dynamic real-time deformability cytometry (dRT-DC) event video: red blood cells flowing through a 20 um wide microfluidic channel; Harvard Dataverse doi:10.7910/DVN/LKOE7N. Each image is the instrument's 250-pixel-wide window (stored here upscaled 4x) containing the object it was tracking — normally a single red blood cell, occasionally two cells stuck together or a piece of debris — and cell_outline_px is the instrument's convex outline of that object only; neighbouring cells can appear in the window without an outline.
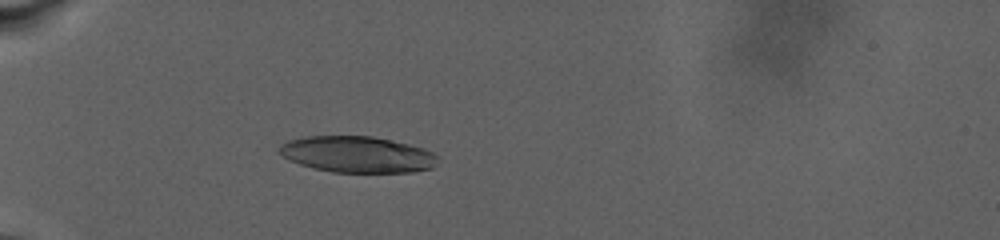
{"species": "human", "species_latin": "Homo sapiens", "temperature_condition": "warm", "stored_images_in_passage": 41, "camera_frame_rate_fps": 3000, "um_per_image_px": 0.085, "donor": {"sex": "male"}, "frame": {"image": 1, "passage_image": 7, "time_ms": 6.333, "image_size_px": [1000, 240], "cell_outline_px": [[440, 156], [432, 168], [412, 172], [332, 172], [312, 168], [300, 164], [276, 152], [280, 144], [288, 140], [304, 136], [372, 136], [408, 144], [424, 148]], "centroid_in_image_um": [30.36, 13.12], "position_along_channel_um": 54.6, "area_um2": 33.58}}
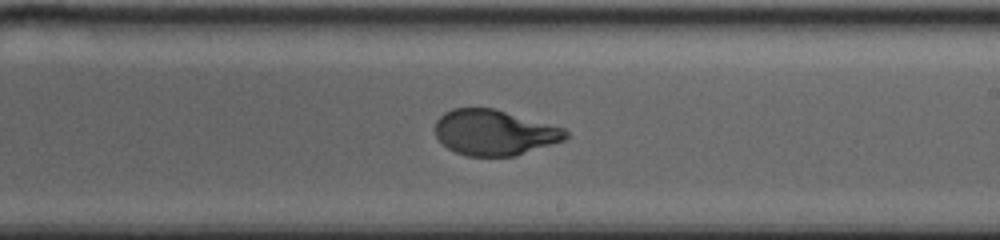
{"frame": {"image": 2, "passage_image": 22, "time_ms": 14.667, "image_size_px": [1000, 240], "cell_outline_px": [[568, 136], [564, 140], [516, 156], [468, 156], [456, 152], [448, 148], [436, 136], [436, 120], [444, 112], [452, 108], [496, 108], [564, 128], [568, 132]], "centroid_in_image_um": [42.03, 11.26], "position_along_channel_um": 247.0, "area_um2": 34.62}}
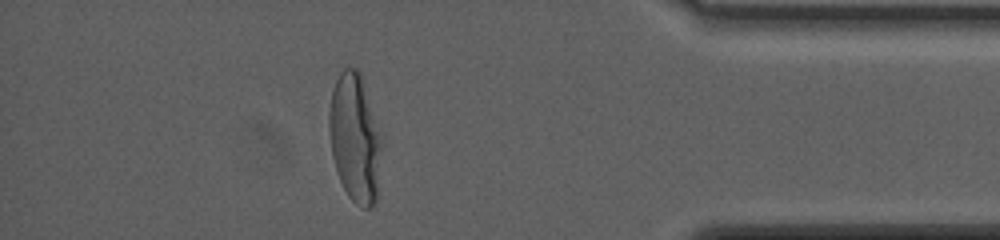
{"frame": {"image": 3, "passage_image": 36, "time_ms": 21.667, "image_size_px": [1000, 240], "cell_outline_px": [[384, 136], [376, 200], [372, 208], [364, 208], [356, 204], [348, 196], [340, 180], [332, 156], [328, 128], [328, 112], [332, 88], [340, 72], [344, 68], [356, 68], [360, 72]], "centroid_in_image_um": [30.2, 11.71], "position_along_channel_um": 405.0, "area_um2": 40.29}, "authors_computed_cell_mechanics": {"area_um2": 35.836, "velocity_mm_per_s": 2.6329, "shape_relaxation_time_tau1_ms": 7.0817, "shape_relaxation_time_tau2_ms": null, "deformation_change_tau1": 0.2543, "deformation_change_tau2": null}}